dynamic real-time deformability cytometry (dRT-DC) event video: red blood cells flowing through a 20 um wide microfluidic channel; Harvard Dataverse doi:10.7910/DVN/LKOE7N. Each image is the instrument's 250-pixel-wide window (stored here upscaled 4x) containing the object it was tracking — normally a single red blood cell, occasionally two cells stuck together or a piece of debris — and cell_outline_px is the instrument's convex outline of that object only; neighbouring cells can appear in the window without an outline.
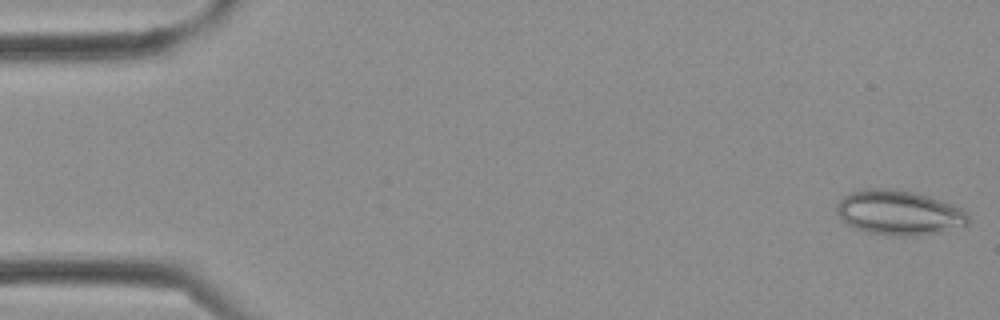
{"species": "Egyptian fruit bat (a non-hibernating species)", "species_latin": "Rousettus aegyptiacus", "temperature_condition": "cold", "stored_images_in_passage": 3, "camera_frame_rate_fps": 3000, "um_per_image_px": 0.085, "frame": {"image": 1, "passage_image": 1, "time_ms": 0.0, "image_size_px": [1000, 320], "cell_outline_px": [[968, 224], [936, 232], [916, 236], [892, 236], [872, 232], [856, 228], [848, 224], [836, 212], [836, 204], [848, 192], [860, 188], [896, 188], [928, 196], [940, 200], [960, 208], [968, 216]], "centroid_in_image_um": [76.35, 18.05], "position_along_channel_um": 8.6, "area_um2": 33.99}}